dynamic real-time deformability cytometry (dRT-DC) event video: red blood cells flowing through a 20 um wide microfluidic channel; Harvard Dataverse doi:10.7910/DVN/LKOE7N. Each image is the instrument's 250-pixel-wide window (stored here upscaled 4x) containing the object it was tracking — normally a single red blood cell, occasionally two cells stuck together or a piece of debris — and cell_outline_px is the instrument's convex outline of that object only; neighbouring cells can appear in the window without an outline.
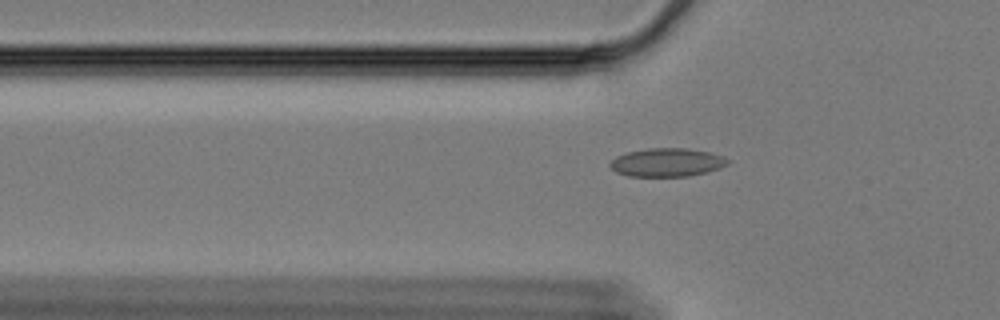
{"species": "Egyptian fruit bat (a non-hibernating species)", "species_latin": "Rousettus aegyptiacus", "temperature_condition": "cold", "stored_images_in_passage": 49, "camera_frame_rate_fps": 3000, "um_per_image_px": 0.085, "animal": {"sex": "female"}, "frame": {"image": 1, "passage_image": 9, "time_ms": 2.667, "image_size_px": [1000, 320], "cell_outline_px": [[728, 164], [720, 168], [708, 172], [688, 176], [628, 176], [616, 172], [608, 164], [616, 156], [628, 152], [648, 148], [688, 148], [708, 152], [724, 156], [728, 160]], "centroid_in_image_um": [56.7, 13.8], "position_along_channel_um": 69.1, "area_um2": 19.48}}
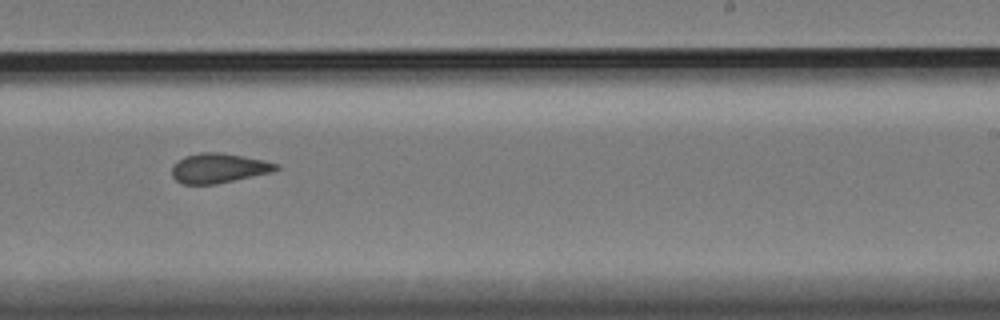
{"frame": {"image": 2, "passage_image": 27, "time_ms": 8.667, "image_size_px": [1000, 320], "cell_outline_px": [[280, 168], [272, 172], [216, 184], [184, 184], [176, 180], [172, 176], [172, 164], [176, 160], [184, 156], [200, 152], [220, 152], [244, 156], [264, 160], [280, 164]], "centroid_in_image_um": [18.58, 14.28], "position_along_channel_um": 270.4, "area_um2": 18.21}}
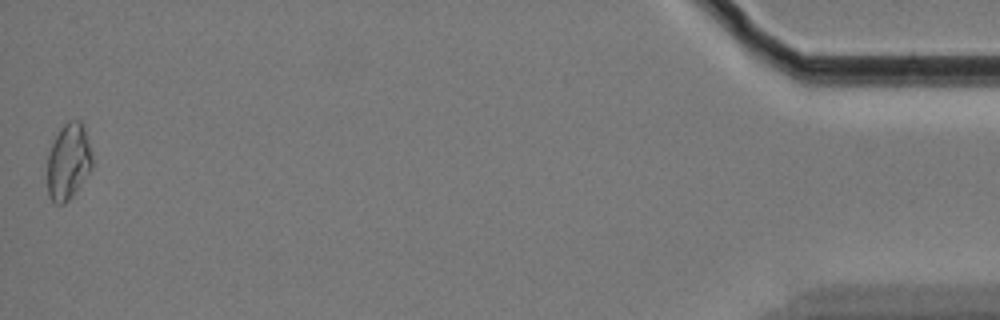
{"frame": {"image": 3, "passage_image": 49, "time_ms": 16.0, "image_size_px": [1000, 320], "cell_outline_px": [[92, 168], [72, 196], [64, 204], [56, 204], [48, 196], [48, 152], [60, 128], [68, 120], [80, 120], [84, 124], [92, 156]], "centroid_in_image_um": [5.82, 13.72], "position_along_channel_um": 429.4, "area_um2": 19.88}, "authors_computed_cell_mechanics": {"area_um2": 18.496, "velocity_mm_per_s": 3.3481, "shape_relaxation_time_tau1_ms": null, "shape_relaxation_time_tau2_ms": 2.4953, "deformation_change_tau1": null, "deformation_change_tau2": 0.0673}}